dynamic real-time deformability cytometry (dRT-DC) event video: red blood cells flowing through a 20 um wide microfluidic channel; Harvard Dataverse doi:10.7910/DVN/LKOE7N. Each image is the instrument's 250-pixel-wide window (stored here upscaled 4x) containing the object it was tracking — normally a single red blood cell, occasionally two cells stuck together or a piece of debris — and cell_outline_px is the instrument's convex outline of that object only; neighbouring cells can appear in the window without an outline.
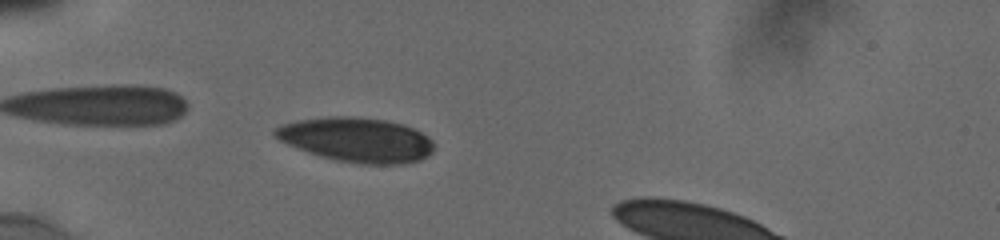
{"species": "human", "species_latin": "Homo sapiens", "temperature_condition": "cold", "stored_images_in_passage": 48, "camera_frame_rate_fps": 3000, "um_per_image_px": 0.085, "donor": {"sex": "male"}, "frame": {"image": 1, "passage_image": 13, "time_ms": 4.0, "image_size_px": [1000, 240], "cell_outline_px": [[432, 152], [428, 156], [420, 160], [404, 164], [364, 164], [336, 160], [320, 156], [308, 152], [288, 144], [272, 136], [272, 132], [280, 124], [296, 120], [328, 116], [352, 116], [384, 120], [404, 124], [428, 136], [432, 140]], "centroid_in_image_um": [30.29, 11.87], "position_along_channel_um": 54.7, "area_um2": 41.33}}
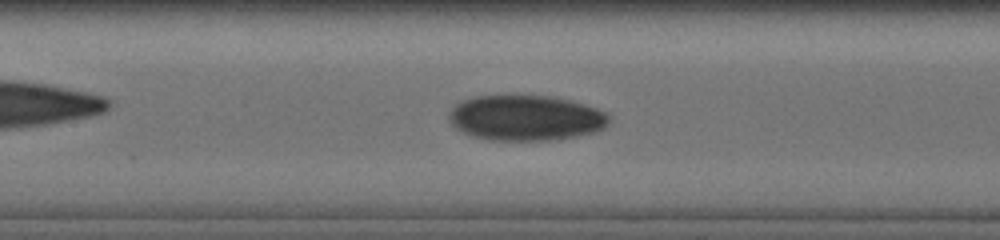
{"frame": {"image": 2, "passage_image": 23, "time_ms": 7.333, "image_size_px": [1000, 240], "cell_outline_px": [[612, 116], [608, 124], [604, 128], [596, 132], [560, 140], [488, 140], [472, 136], [456, 128], [448, 120], [448, 116], [452, 108], [456, 104], [464, 100], [476, 96], [552, 96], [572, 100], [596, 108]], "centroid_in_image_um": [44.73, 10.03], "position_along_channel_um": 162.7, "area_um2": 42.66}}
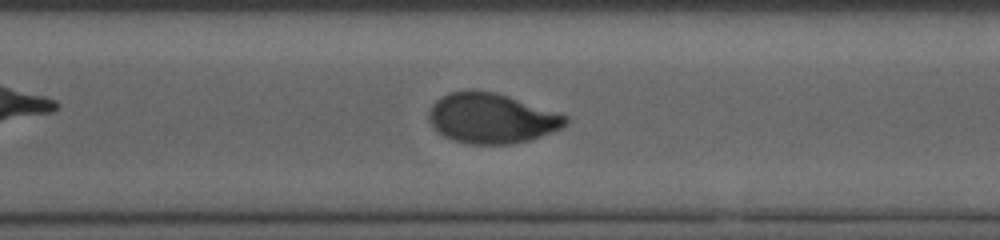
{"frame": {"image": 3, "passage_image": 36, "time_ms": 11.667, "image_size_px": [1000, 240], "cell_outline_px": [[568, 124], [560, 128], [532, 140], [508, 144], [468, 144], [452, 140], [444, 136], [432, 124], [428, 116], [432, 104], [440, 96], [448, 92], [472, 88], [496, 92], [568, 116]], "centroid_in_image_um": [41.76, 10.03], "position_along_channel_um": 328.8, "area_um2": 40.06}}